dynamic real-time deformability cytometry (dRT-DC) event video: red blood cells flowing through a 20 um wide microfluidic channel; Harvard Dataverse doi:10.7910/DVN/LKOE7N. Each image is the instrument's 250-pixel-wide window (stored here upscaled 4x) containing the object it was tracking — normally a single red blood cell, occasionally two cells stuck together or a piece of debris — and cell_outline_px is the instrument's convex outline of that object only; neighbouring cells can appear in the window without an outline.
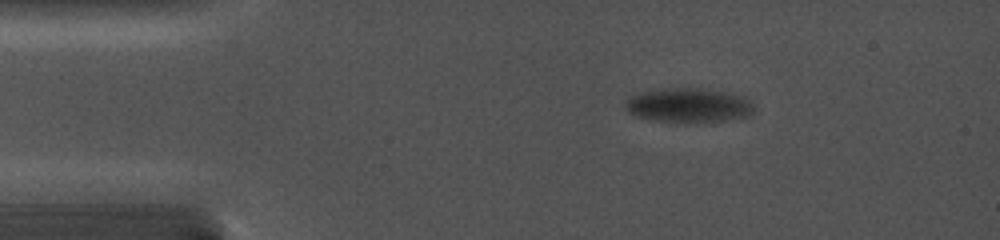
{"species": "common noctule bat (a hibernating species)", "species_latin": "Nyctalus noctula", "temperature_condition": "cold", "stored_images_in_passage": 19, "camera_frame_rate_fps": 5000, "um_per_image_px": 0.085, "animal": {"sex": "female", "body_mass_g": 19.0, "forearm_length_mm": 56.7}, "frame": {"image": 1, "passage_image": 1, "time_ms": 0.0, "image_size_px": [1000, 240], "cell_outline_px": [[752, 112], [748, 116], [712, 124], [656, 120], [636, 116], [628, 112], [624, 108], [624, 104], [632, 96], [640, 92], [676, 88], [700, 88], [724, 92], [744, 96], [752, 104]], "centroid_in_image_um": [58.56, 8.98], "position_along_channel_um": 26.4, "area_um2": 25.84}}
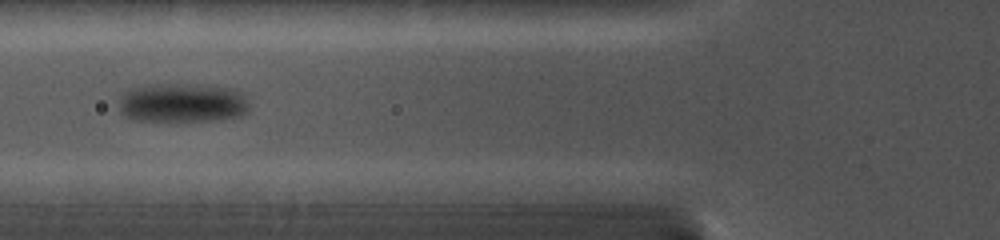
{"frame": {"image": 2, "passage_image": 11, "time_ms": 3.8, "image_size_px": [1000, 240], "cell_outline_px": [[248, 112], [240, 116], [216, 120], [176, 124], [136, 120], [124, 116], [120, 112], [120, 96], [124, 92], [132, 88], [152, 84], [196, 84], [228, 88], [240, 92], [244, 96], [248, 104]], "centroid_in_image_um": [15.47, 8.79], "position_along_channel_um": 110.3, "area_um2": 30.75}}
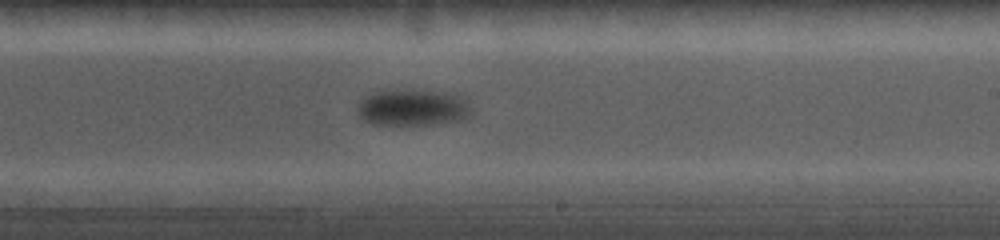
{"frame": {"image": 3, "passage_image": 19, "time_ms": 7.6, "image_size_px": [1000, 240], "cell_outline_px": [[472, 116], [468, 120], [432, 124], [372, 124], [364, 120], [356, 112], [356, 108], [360, 100], [376, 92], [396, 88], [460, 92], [468, 96], [472, 108]], "centroid_in_image_um": [35.24, 9.1], "position_along_channel_um": 253.8, "area_um2": 25.55}}